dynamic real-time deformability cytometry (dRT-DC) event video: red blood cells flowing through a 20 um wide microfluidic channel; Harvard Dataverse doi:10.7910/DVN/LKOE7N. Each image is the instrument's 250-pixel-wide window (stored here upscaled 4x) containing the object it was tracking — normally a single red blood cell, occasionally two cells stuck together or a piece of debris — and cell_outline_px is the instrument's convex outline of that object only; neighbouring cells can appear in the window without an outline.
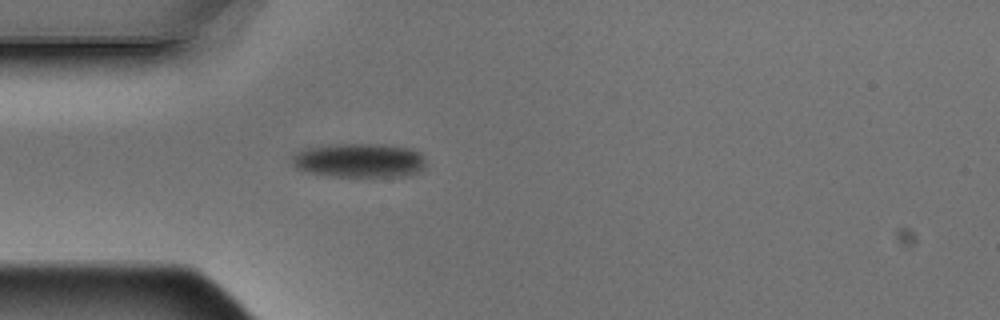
{"species": "Egyptian fruit bat (a non-hibernating species)", "species_latin": "Rousettus aegyptiacus", "temperature_condition": "warm", "stored_images_in_passage": 1, "camera_frame_rate_fps": 3000, "um_per_image_px": 0.085, "animal": {"sex": "male"}, "frame": {"image": 1, "passage_image": 1, "time_ms": 0.0, "image_size_px": [1000, 320], "cell_outline_px": [[424, 168], [408, 176], [328, 176], [296, 168], [292, 164], [292, 156], [296, 152], [304, 148], [344, 144], [388, 144], [408, 148], [420, 152], [424, 160]], "centroid_in_image_um": [30.55, 13.63], "position_along_channel_um": 54.5, "area_um2": 26.47}}